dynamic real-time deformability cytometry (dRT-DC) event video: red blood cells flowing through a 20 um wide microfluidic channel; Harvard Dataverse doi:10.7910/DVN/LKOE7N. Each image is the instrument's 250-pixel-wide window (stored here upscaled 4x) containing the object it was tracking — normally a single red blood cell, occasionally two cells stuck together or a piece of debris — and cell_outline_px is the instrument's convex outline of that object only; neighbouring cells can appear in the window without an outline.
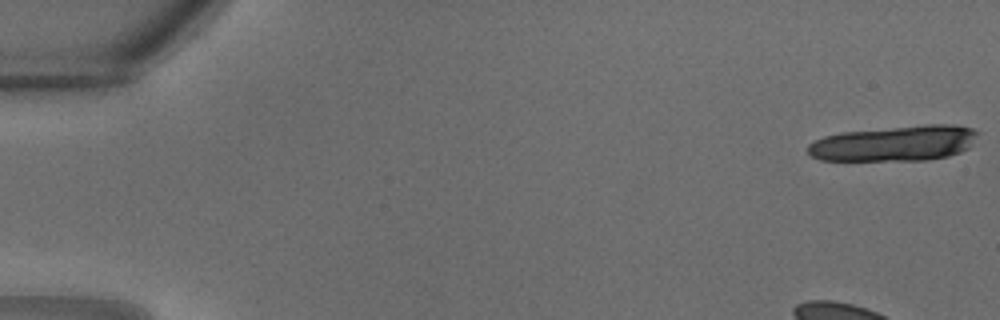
{"species": "common noctule bat (a hibernating species)", "species_latin": "Nyctalus noctula", "temperature_condition": "warm", "stored_images_in_passage": 12, "camera_frame_rate_fps": 3000, "um_per_image_px": 0.085, "animal": {"sex": "male", "body_mass_g": 18.8}, "frame": {"image": 1, "passage_image": 1, "time_ms": 0.0, "image_size_px": [1000, 320], "cell_outline_px": [[980, 132], [968, 148], [960, 152], [948, 156], [928, 160], [820, 160], [812, 156], [808, 152], [808, 144], [824, 136], [840, 132], [924, 124], [956, 124], [972, 128]], "centroid_in_image_um": [76.07, 12.17], "position_along_channel_um": 8.9, "area_um2": 35.32}}